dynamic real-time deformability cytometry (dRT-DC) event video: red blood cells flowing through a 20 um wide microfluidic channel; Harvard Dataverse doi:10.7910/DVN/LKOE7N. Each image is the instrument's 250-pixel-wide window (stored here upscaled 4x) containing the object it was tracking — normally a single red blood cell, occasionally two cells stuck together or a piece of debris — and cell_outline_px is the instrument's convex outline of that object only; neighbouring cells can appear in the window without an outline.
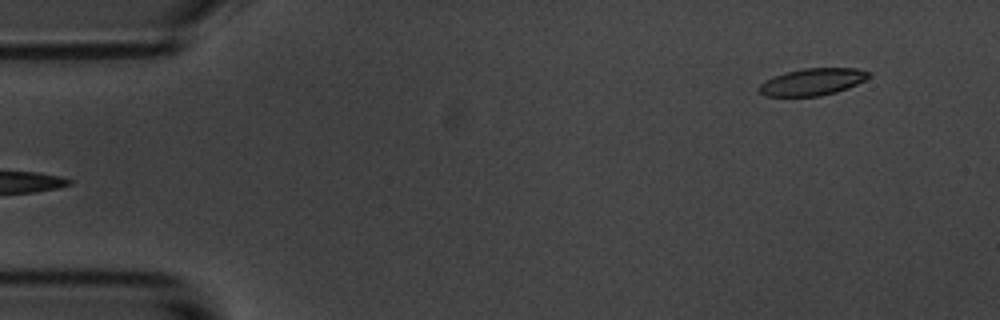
{"species": "common noctule bat (a hibernating species)", "species_latin": "Nyctalus noctula", "temperature_condition": "room temperature", "stored_images_in_passage": 6, "segment_of_instrument_passage": [2, 2], "camera_frame_rate_fps": 3000, "um_per_image_px": 0.085, "animal": {"sex": "male", "body_mass_g": 20.1, "forearm_length_mm": 53.5}, "frame": {"image": 1, "passage_image": 6, "time_ms": 5.667, "image_size_px": [1000, 320], "cell_outline_px": [[872, 76], [848, 88], [836, 92], [820, 96], [764, 96], [756, 88], [764, 80], [784, 72], [804, 68], [856, 68], [872, 72]], "centroid_in_image_um": [69.05, 6.95], "position_along_channel_um": 16.0, "area_um2": 17.46}}